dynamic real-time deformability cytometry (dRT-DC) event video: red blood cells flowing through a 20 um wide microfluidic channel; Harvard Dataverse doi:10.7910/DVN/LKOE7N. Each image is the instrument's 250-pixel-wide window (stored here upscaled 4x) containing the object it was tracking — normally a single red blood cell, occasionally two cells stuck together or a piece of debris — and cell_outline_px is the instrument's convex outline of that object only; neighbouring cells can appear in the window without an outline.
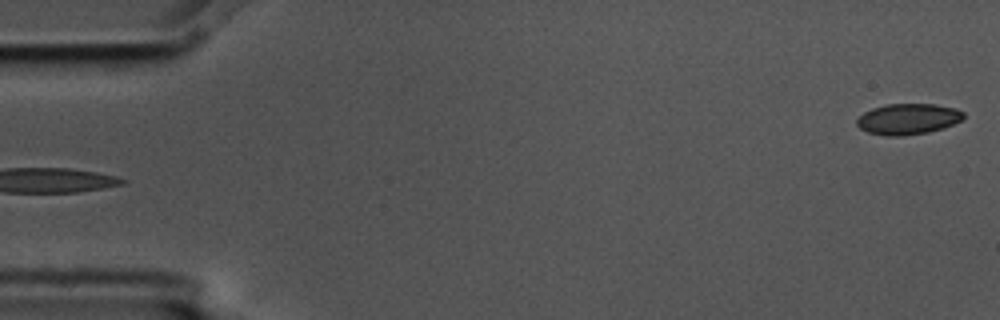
{"species": "common noctule bat (a hibernating species)", "species_latin": "Nyctalus noctula", "temperature_condition": "cold", "stored_images_in_passage": 4, "segment_of_instrument_passage": [2, 2], "camera_frame_rate_fps": 3000, "um_per_image_px": 0.085, "animal": {"sex": "male", "body_mass_g": 17.5, "forearm_length_mm": 52.3}, "frame": {"image": 1, "passage_image": 4, "time_ms": 1.0, "image_size_px": [1000, 320], "cell_outline_px": [[964, 116], [960, 120], [944, 128], [928, 132], [904, 136], [888, 136], [868, 132], [860, 128], [856, 124], [856, 120], [864, 112], [872, 108], [888, 104], [936, 104], [956, 108], [964, 112]], "centroid_in_image_um": [77.18, 10.11], "position_along_channel_um": 7.8, "area_um2": 19.19}}